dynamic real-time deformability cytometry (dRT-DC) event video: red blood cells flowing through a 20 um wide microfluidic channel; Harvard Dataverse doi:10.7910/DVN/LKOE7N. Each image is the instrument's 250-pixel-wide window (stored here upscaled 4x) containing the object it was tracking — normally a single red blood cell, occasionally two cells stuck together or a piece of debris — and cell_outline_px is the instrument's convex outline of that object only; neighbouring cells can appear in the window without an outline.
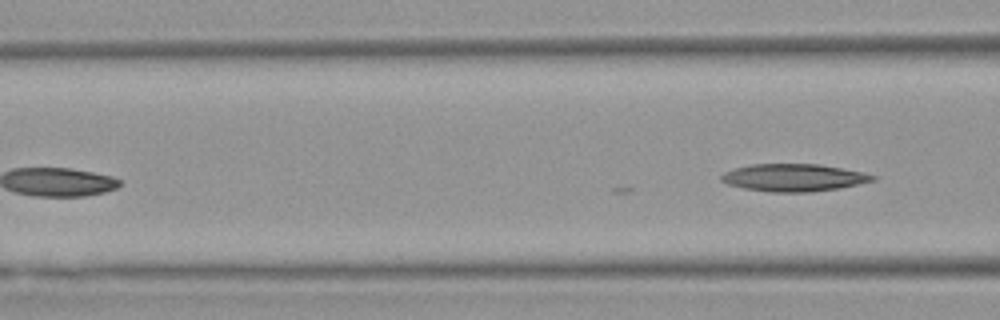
{"species": "Egyptian fruit bat (a non-hibernating species)", "species_latin": "Rousettus aegyptiacus", "temperature_condition": "warm", "stored_images_in_passage": 5, "camera_frame_rate_fps": 3000, "um_per_image_px": 0.085, "animal": {"sex": "female"}, "frame": {"image": 1, "passage_image": 5, "time_ms": 1.333, "image_size_px": [1000, 320], "cell_outline_px": [[876, 180], [840, 188], [812, 192], [768, 192], [744, 188], [728, 184], [720, 180], [720, 176], [724, 172], [736, 168], [752, 164], [820, 164], [864, 172], [876, 176]], "centroid_in_image_um": [67.48, 15.1], "position_along_channel_um": 99.1, "area_um2": 24.28}}